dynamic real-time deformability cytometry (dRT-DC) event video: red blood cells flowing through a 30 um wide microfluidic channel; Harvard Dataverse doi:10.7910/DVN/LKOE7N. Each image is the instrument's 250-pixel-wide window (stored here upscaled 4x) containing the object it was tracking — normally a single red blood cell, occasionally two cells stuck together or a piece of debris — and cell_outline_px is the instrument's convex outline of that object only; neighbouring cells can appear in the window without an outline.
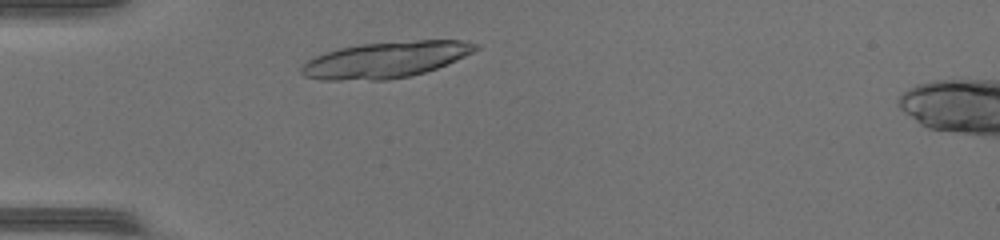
{"species": "common noctule bat (a hibernating species)", "species_latin": "Nyctalus noctula", "temperature_condition": "warm", "stored_images_in_passage": 38, "camera_frame_rate_fps": 3000, "um_per_image_px": 0.085, "animal": {"sex": "female", "body_mass_g": 17.0, "forearm_length_mm": 48.0}, "frame": {"image": 1, "passage_image": 4, "time_ms": 1.0, "image_size_px": [1000, 240], "cell_outline_px": [[480, 48], [456, 60], [436, 68], [424, 72], [408, 76], [388, 80], [320, 80], [304, 76], [300, 72], [300, 68], [308, 60], [324, 52], [340, 48], [360, 44], [416, 40], [460, 40], [480, 44]], "centroid_in_image_um": [32.77, 5.08], "position_along_channel_um": 52.2, "area_um2": 36.59}}